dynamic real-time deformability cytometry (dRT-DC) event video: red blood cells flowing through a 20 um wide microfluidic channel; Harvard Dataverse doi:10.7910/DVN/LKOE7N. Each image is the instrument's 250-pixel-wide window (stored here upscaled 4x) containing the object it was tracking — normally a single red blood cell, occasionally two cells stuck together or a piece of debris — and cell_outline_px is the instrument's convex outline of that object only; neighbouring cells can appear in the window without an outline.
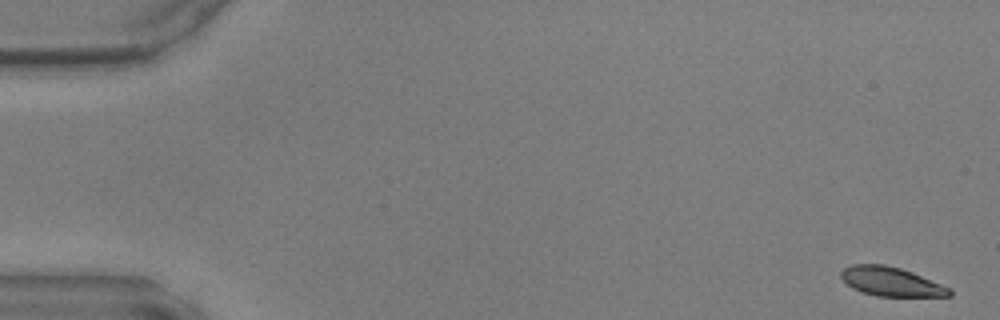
{"species": "common noctule bat (a hibernating species)", "species_latin": "Nyctalus noctula", "temperature_condition": "warm", "stored_images_in_passage": 15, "camera_frame_rate_fps": 3000, "um_per_image_px": 0.085, "animal": {"sex": "male", "body_mass_g": 17.9, "forearm_length_mm": 54.2}, "frame": {"image": 1, "passage_image": 1, "time_ms": 0.0, "image_size_px": [1000, 320], "cell_outline_px": [[952, 296], [876, 296], [852, 288], [840, 276], [840, 272], [844, 268], [852, 264], [884, 264], [900, 268], [912, 272], [952, 288]], "centroid_in_image_um": [75.76, 23.93], "position_along_channel_um": 9.2, "area_um2": 18.32}}
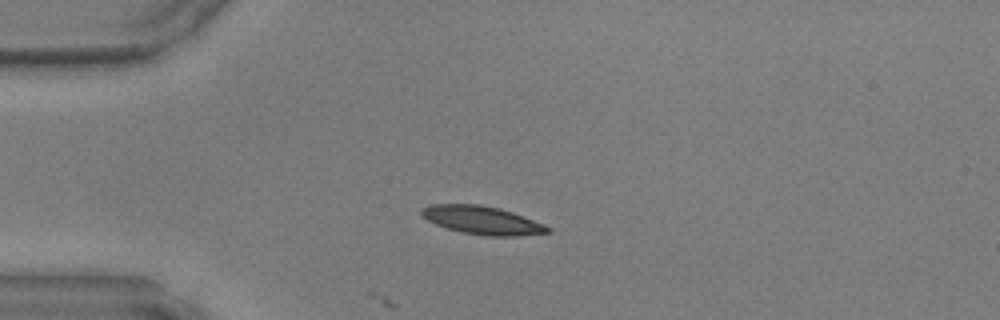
{"frame": {"image": 2, "passage_image": 12, "time_ms": 3.667, "image_size_px": [1000, 320], "cell_outline_px": [[552, 232], [516, 236], [488, 236], [460, 232], [436, 224], [420, 216], [420, 208], [432, 204], [480, 204], [500, 208], [512, 212], [544, 224], [552, 228]], "centroid_in_image_um": [40.98, 18.71], "position_along_channel_um": 44.0, "area_um2": 20.87}}